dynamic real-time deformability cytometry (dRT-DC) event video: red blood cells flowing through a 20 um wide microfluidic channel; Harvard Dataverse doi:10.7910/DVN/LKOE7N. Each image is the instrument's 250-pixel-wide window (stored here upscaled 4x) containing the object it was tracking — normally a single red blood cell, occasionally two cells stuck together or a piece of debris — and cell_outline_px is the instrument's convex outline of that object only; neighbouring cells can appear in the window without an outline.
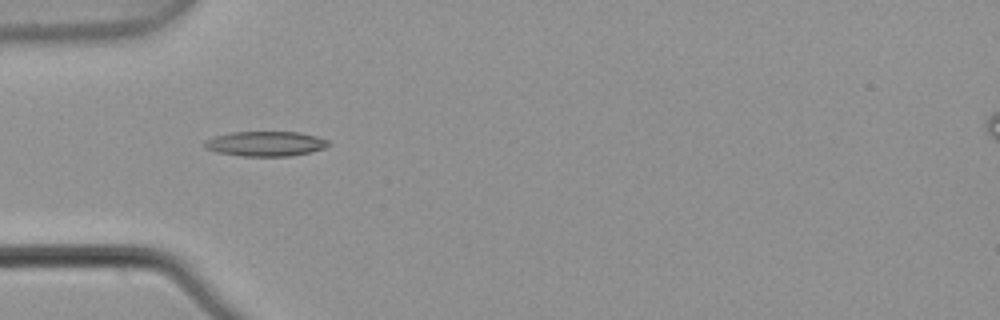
{"species": "common noctule bat (a hibernating species)", "species_latin": "Nyctalus noctula", "temperature_condition": "warm", "stored_images_in_passage": 5, "camera_frame_rate_fps": 3000, "um_per_image_px": 0.085, "animal": {"sex": "male", "body_mass_g": 21.5, "forearm_length_mm": 52.0}, "frame": {"image": 1, "passage_image": 4, "time_ms": 1.0, "image_size_px": [1000, 320], "cell_outline_px": [[332, 144], [324, 148], [308, 152], [288, 156], [240, 156], [216, 152], [204, 148], [204, 144], [208, 140], [216, 136], [232, 132], [300, 132], [316, 136], [328, 140]], "centroid_in_image_um": [22.59, 12.22], "position_along_channel_um": 62.4, "area_um2": 17.86}}
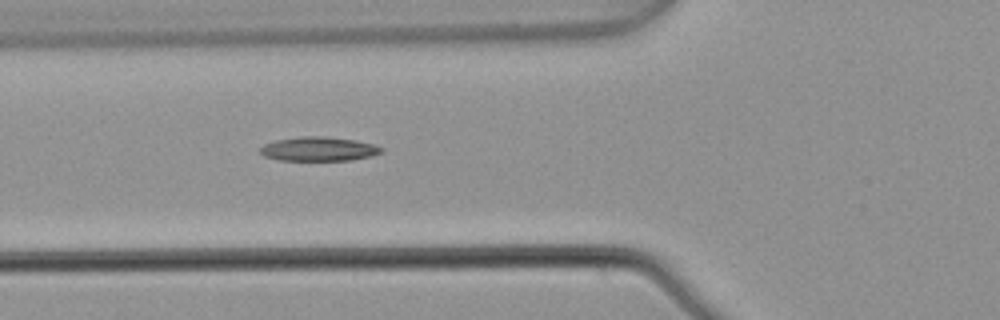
{"frame": {"image": 2, "passage_image": 5, "time_ms": 1.333, "image_size_px": [1000, 320], "cell_outline_px": [[384, 148], [380, 152], [372, 156], [352, 160], [280, 160], [264, 156], [260, 152], [260, 148], [264, 144], [276, 140], [300, 136], [328, 136], [356, 140], [372, 144]], "centroid_in_image_um": [27.09, 12.65], "position_along_channel_um": 98.7, "area_um2": 17.05}}